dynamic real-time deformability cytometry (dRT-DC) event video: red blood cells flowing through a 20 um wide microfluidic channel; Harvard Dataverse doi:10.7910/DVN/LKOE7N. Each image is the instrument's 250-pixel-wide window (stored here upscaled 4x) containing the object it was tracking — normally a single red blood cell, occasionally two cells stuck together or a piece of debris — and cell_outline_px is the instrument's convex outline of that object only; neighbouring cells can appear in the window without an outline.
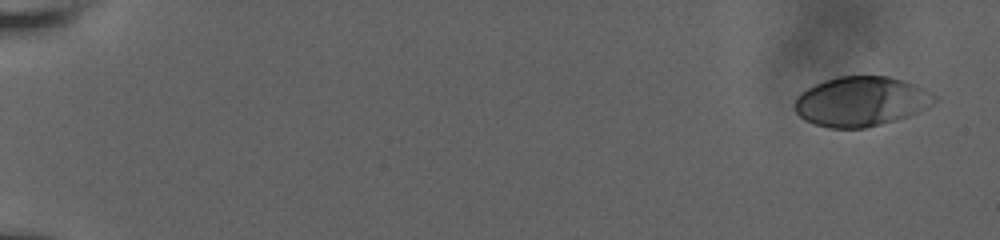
{"species": "human", "species_latin": "Homo sapiens", "temperature_condition": "room temperature", "stored_images_in_passage": 12, "camera_frame_rate_fps": 3000, "um_per_image_px": 0.085, "donor": {"sex": "male"}, "frame": {"image": 1, "passage_image": 1, "time_ms": 0.0, "image_size_px": [1000, 240], "cell_outline_px": [[936, 104], [908, 116], [896, 120], [864, 128], [828, 128], [804, 120], [796, 112], [796, 96], [808, 88], [824, 80], [836, 76], [888, 76], [904, 80], [924, 88], [932, 92], [936, 96]], "centroid_in_image_um": [73.23, 8.61], "position_along_channel_um": 11.8, "area_um2": 40.58}}
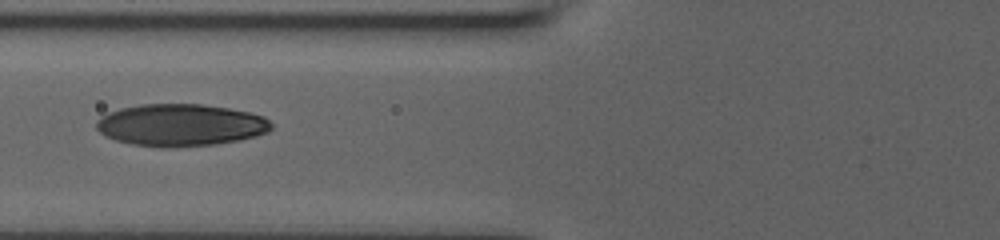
{"frame": {"image": 2, "passage_image": 10, "time_ms": 7.667, "image_size_px": [1000, 240], "cell_outline_px": [[272, 128], [268, 132], [256, 136], [240, 140], [212, 144], [164, 148], [132, 144], [116, 140], [104, 136], [96, 128], [96, 120], [108, 112], [120, 108], [140, 104], [204, 104], [228, 108], [248, 112], [264, 116], [272, 124]], "centroid_in_image_um": [15.33, 10.62], "position_along_channel_um": 110.5, "area_um2": 43.06}}
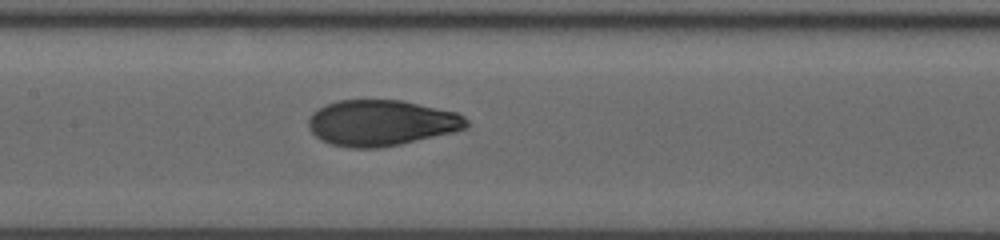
{"frame": {"image": 3, "passage_image": 12, "time_ms": 9.333, "image_size_px": [1000, 240], "cell_outline_px": [[468, 128], [452, 132], [400, 144], [380, 148], [348, 148], [332, 144], [320, 140], [312, 132], [308, 124], [308, 120], [312, 112], [328, 104], [340, 100], [404, 100], [456, 112], [464, 116], [468, 120]], "centroid_in_image_um": [32.42, 10.44], "position_along_channel_um": 175.0, "area_um2": 42.19}}